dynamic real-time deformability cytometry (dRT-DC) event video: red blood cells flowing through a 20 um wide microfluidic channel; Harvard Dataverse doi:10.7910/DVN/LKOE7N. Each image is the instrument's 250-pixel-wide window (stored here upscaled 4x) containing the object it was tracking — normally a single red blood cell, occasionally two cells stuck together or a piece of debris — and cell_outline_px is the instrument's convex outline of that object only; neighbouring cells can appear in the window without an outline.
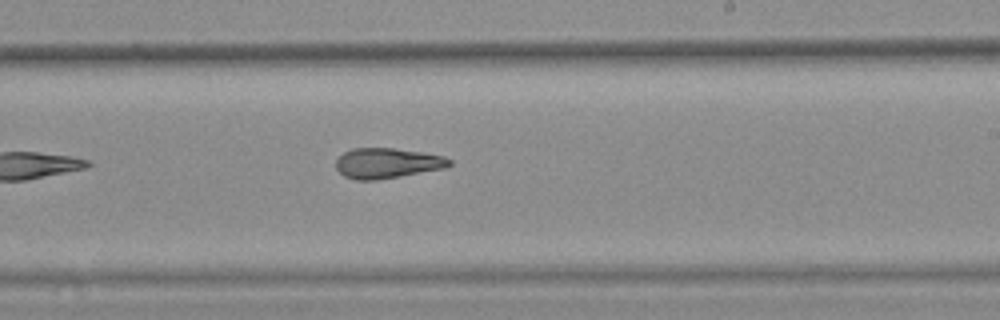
{"species": "common noctule bat (a hibernating species)", "species_latin": "Nyctalus noctula", "temperature_condition": "warm", "stored_images_in_passage": 7, "camera_frame_rate_fps": 3000, "um_per_image_px": 0.085, "animal": {"sex": "female", "body_mass_g": 25.1}, "frame": {"image": 1, "passage_image": 7, "time_ms": 2.0, "image_size_px": [1000, 320], "cell_outline_px": [[452, 164], [444, 168], [400, 176], [376, 180], [356, 180], [344, 176], [336, 168], [336, 160], [344, 152], [352, 148], [392, 148], [424, 152], [444, 156], [452, 160]], "centroid_in_image_um": [32.91, 13.86], "position_along_channel_um": 256.1, "area_um2": 20.0}}